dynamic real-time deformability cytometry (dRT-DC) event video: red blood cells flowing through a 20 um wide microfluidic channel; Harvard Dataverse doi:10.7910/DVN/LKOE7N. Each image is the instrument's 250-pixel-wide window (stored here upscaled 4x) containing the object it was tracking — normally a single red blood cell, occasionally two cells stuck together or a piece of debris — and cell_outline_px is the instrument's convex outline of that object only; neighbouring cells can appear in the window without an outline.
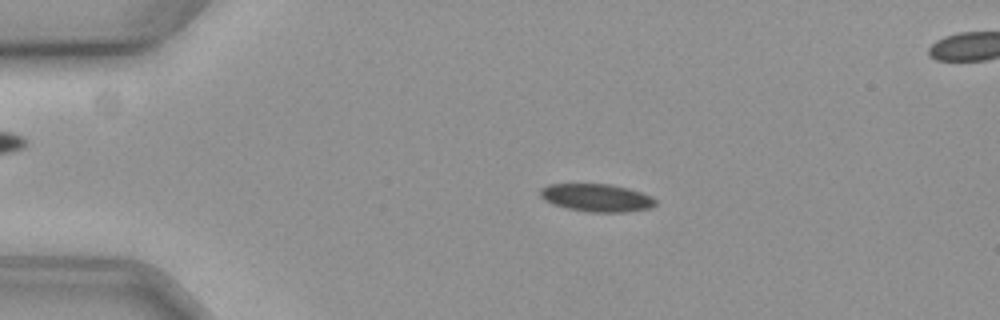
{"species": "common noctule bat (a hibernating species)", "species_latin": "Nyctalus noctula", "temperature_condition": "cold", "stored_images_in_passage": 59, "camera_frame_rate_fps": 3000, "um_per_image_px": 0.085, "animal": {"sex": "female", "body_mass_g": 19.3, "forearm_length_mm": 54.1}, "frame": {"image": 1, "passage_image": 12, "time_ms": 3.667, "image_size_px": [1000, 320], "cell_outline_px": [[656, 204], [652, 208], [624, 212], [588, 212], [568, 208], [552, 204], [544, 200], [540, 196], [540, 188], [548, 184], [612, 184], [628, 188], [652, 196], [656, 200]], "centroid_in_image_um": [50.72, 16.8], "position_along_channel_um": 34.3, "area_um2": 18.79}}
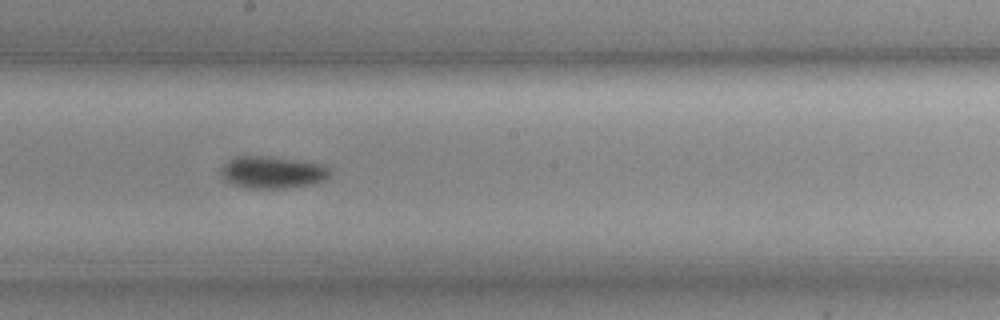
{"frame": {"image": 2, "passage_image": 32, "time_ms": 10.333, "image_size_px": [1000, 320], "cell_outline_px": [[332, 172], [324, 180], [316, 184], [284, 188], [244, 188], [232, 184], [224, 180], [220, 172], [220, 168], [228, 160], [236, 156], [268, 156], [296, 160], [316, 164], [328, 168]], "centroid_in_image_um": [23.1, 14.66], "position_along_channel_um": 225.1, "area_um2": 20.4}}
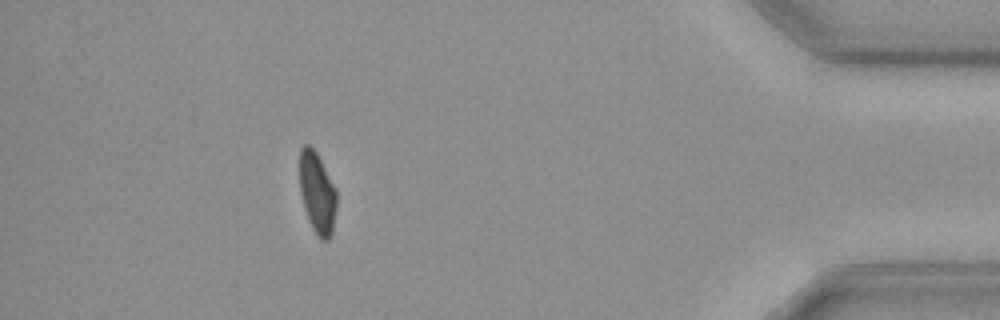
{"frame": {"image": 3, "passage_image": 52, "time_ms": 17.0, "image_size_px": [1000, 320], "cell_outline_px": [[336, 208], [332, 232], [328, 240], [320, 240], [316, 236], [312, 228], [304, 208], [300, 192], [300, 148], [304, 144], [308, 144], [316, 152], [336, 188]], "centroid_in_image_um": [26.96, 16.41], "position_along_channel_um": 408.2, "area_um2": 17.51}, "authors_computed_cell_mechanics": {"area_um2": 19.1318, "velocity_mm_per_s": 3.566, "shape_relaxation_time_tau1_ms": 3.4981, "shape_relaxation_time_tau2_ms": null, "deformation_change_tau1": 0.0682, "deformation_change_tau2": null}}